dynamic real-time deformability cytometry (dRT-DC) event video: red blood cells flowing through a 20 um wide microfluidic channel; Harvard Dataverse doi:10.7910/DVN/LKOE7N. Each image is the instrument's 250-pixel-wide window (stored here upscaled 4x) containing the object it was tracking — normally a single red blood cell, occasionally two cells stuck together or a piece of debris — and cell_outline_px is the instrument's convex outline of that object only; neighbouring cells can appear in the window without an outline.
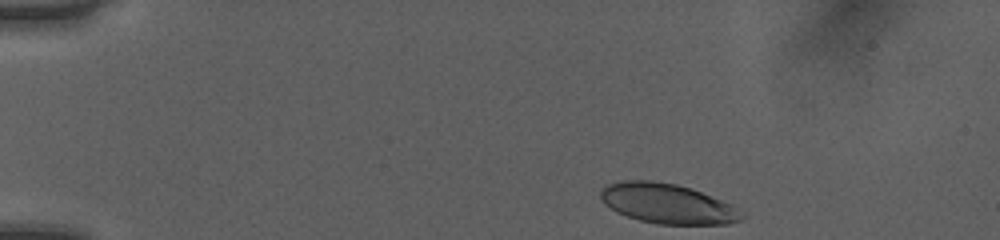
{"species": "human", "species_latin": "Homo sapiens", "temperature_condition": "room temperature", "stored_images_in_passage": 40, "camera_frame_rate_fps": 3000, "um_per_image_px": 0.085, "donor": {"sex": "female"}, "frame": {"image": 1, "passage_image": 1, "time_ms": 0.0, "image_size_px": [1000, 240], "cell_outline_px": [[744, 216], [740, 220], [728, 224], [656, 224], [640, 220], [616, 212], [604, 204], [600, 196], [600, 192], [608, 184], [620, 180], [652, 180], [676, 184], [692, 188], [732, 204]], "centroid_in_image_um": [56.71, 17.3], "position_along_channel_um": 28.3, "area_um2": 32.83}}
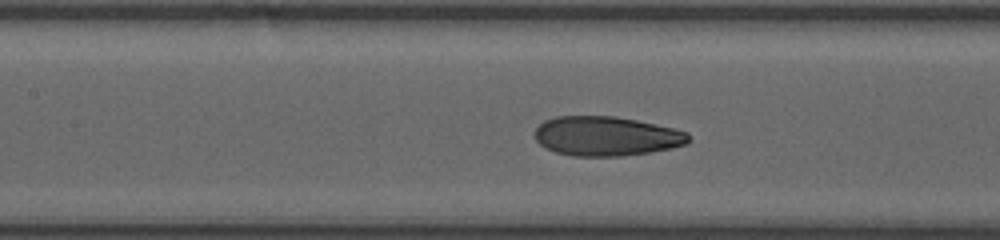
{"frame": {"image": 2, "passage_image": 17, "time_ms": 5.333, "image_size_px": [1000, 240], "cell_outline_px": [[688, 144], [672, 148], [648, 152], [620, 156], [572, 156], [556, 152], [544, 148], [536, 140], [536, 128], [544, 120], [556, 116], [616, 116], [656, 124], [688, 132]], "centroid_in_image_um": [51.52, 11.57], "position_along_channel_um": 155.9, "area_um2": 35.32}}
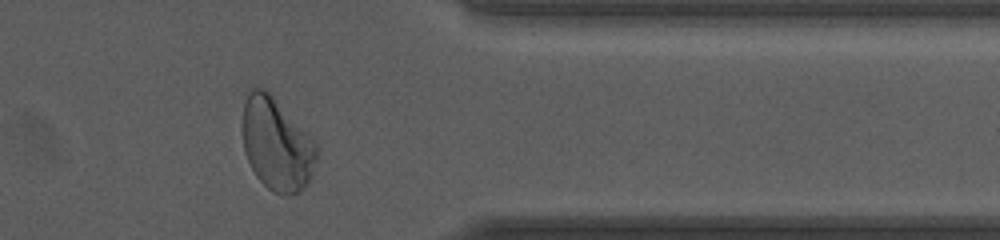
{"frame": {"image": 3, "passage_image": 35, "time_ms": 11.333, "image_size_px": [1000, 240], "cell_outline_px": [[320, 152], [312, 176], [308, 184], [304, 188], [296, 192], [284, 196], [272, 192], [256, 176], [244, 152], [240, 128], [240, 124], [244, 104], [252, 88], [264, 88], [272, 92], [316, 140], [320, 148]], "centroid_in_image_um": [23.55, 12.23], "position_along_channel_um": 387.9, "area_um2": 41.5}, "authors_computed_cell_mechanics": {"area_um2": 35.3158, "velocity_mm_per_s": 4.0297, "shape_relaxation_time_tau1_ms": 5.6648, "shape_relaxation_time_tau2_ms": 0.9853, "deformation_change_tau1": 0.197, "deformation_change_tau2": 0.0698}}